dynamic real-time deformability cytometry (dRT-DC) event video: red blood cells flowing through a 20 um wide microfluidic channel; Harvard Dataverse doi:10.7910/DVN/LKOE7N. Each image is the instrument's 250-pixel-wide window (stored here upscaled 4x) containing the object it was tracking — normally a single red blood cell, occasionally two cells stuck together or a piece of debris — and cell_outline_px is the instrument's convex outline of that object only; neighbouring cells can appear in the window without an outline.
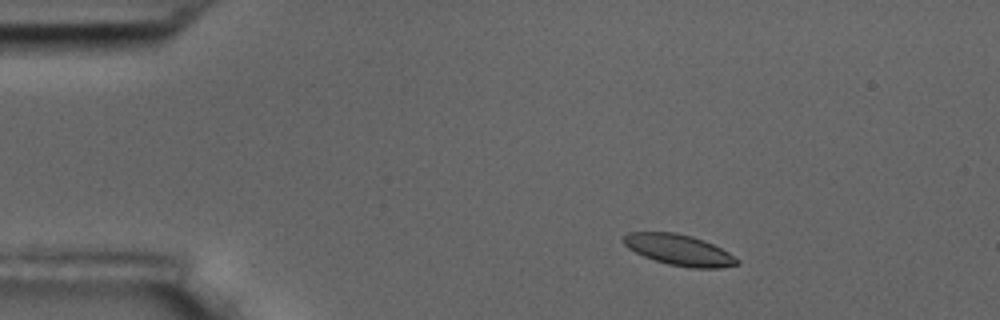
{"species": "common noctule bat (a hibernating species)", "species_latin": "Nyctalus noctula", "temperature_condition": "room temperature", "stored_images_in_passage": 4, "camera_frame_rate_fps": 3000, "um_per_image_px": 0.085, "animal": {"sex": "male", "body_mass_g": 17.5, "forearm_length_mm": 52.3}, "frame": {"image": 1, "passage_image": 2, "time_ms": 1.333, "image_size_px": [1000, 320], "cell_outline_px": [[740, 264], [720, 268], [692, 268], [668, 264], [644, 256], [628, 248], [620, 240], [628, 232], [676, 232], [692, 236], [704, 240], [728, 252], [740, 260]], "centroid_in_image_um": [57.72, 21.24], "position_along_channel_um": 27.3, "area_um2": 20.46}}